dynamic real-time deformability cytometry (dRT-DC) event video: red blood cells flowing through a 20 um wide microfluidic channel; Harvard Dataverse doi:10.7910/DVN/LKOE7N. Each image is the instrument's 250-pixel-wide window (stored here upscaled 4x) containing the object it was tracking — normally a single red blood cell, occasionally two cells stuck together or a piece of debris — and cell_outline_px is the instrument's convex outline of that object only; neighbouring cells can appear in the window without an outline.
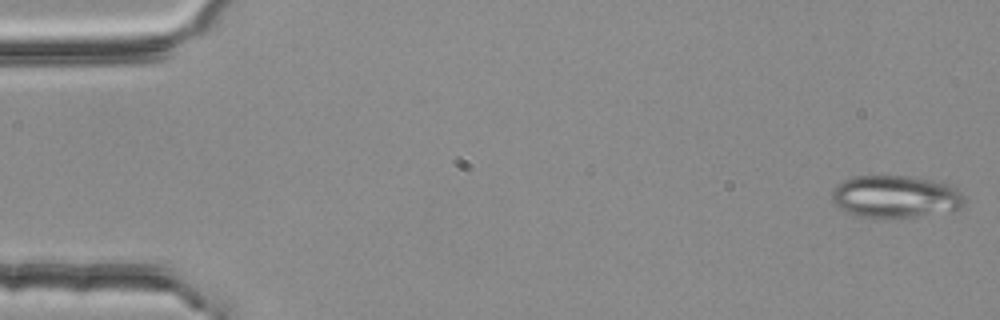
{"species": "common noctule bat (a hibernating species)", "species_latin": "Nyctalus noctula", "temperature_condition": "room temperature", "stored_images_in_passage": 5, "camera_frame_rate_fps": 3000, "um_per_image_px": 0.085, "animal": {"sex": "female", "body_mass_g": 25.1}, "frame": {"image": 1, "passage_image": 1, "time_ms": 0.0, "image_size_px": [1000, 320], "cell_outline_px": [[964, 204], [960, 208], [912, 216], [856, 216], [840, 208], [832, 200], [832, 188], [844, 180], [852, 176], [912, 176], [936, 180], [956, 184], [964, 196]], "centroid_in_image_um": [76.15, 16.66], "position_along_channel_um": 8.9, "area_um2": 32.48}}